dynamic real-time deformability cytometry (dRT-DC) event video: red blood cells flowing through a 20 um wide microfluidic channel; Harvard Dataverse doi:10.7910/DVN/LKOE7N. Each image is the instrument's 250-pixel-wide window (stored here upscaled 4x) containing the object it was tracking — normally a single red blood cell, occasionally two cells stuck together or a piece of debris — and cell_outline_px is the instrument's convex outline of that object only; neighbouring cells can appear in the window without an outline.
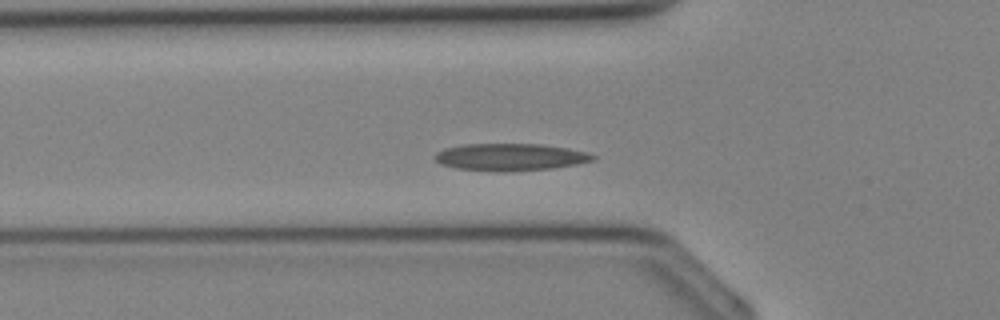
{"species": "Egyptian fruit bat (a non-hibernating species)", "species_latin": "Rousettus aegyptiacus", "temperature_condition": "cold", "stored_images_in_passage": 32, "camera_frame_rate_fps": 3000, "um_per_image_px": 0.085, "animal": {"sex": "female"}, "frame": {"image": 1, "passage_image": 8, "time_ms": 2.333, "image_size_px": [1000, 320], "cell_outline_px": [[596, 156], [592, 160], [576, 164], [552, 168], [504, 172], [500, 172], [456, 168], [440, 164], [432, 156], [436, 152], [448, 148], [464, 144], [540, 144], [568, 148], [584, 152]], "centroid_in_image_um": [43.32, 13.35], "position_along_channel_um": 82.5, "area_um2": 24.85}}
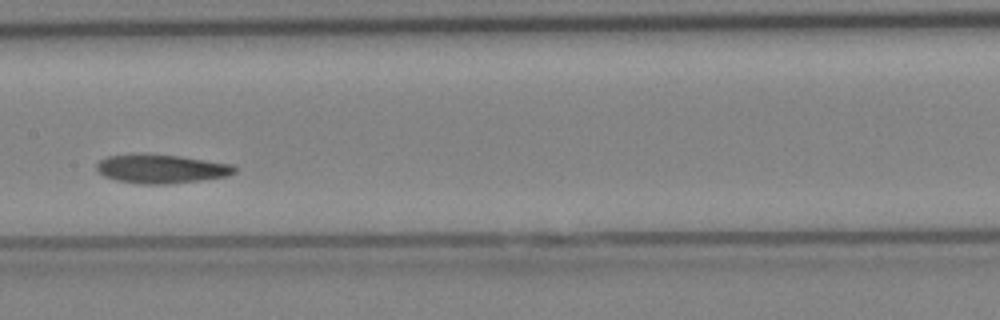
{"frame": {"image": 2, "passage_image": 14, "time_ms": 4.333, "image_size_px": [1000, 320], "cell_outline_px": [[236, 172], [228, 176], [200, 180], [168, 184], [140, 184], [116, 180], [104, 176], [96, 168], [96, 164], [100, 160], [108, 156], [180, 156], [232, 164], [236, 168]], "centroid_in_image_um": [13.76, 14.39], "position_along_channel_um": 193.6, "area_um2": 22.43}}
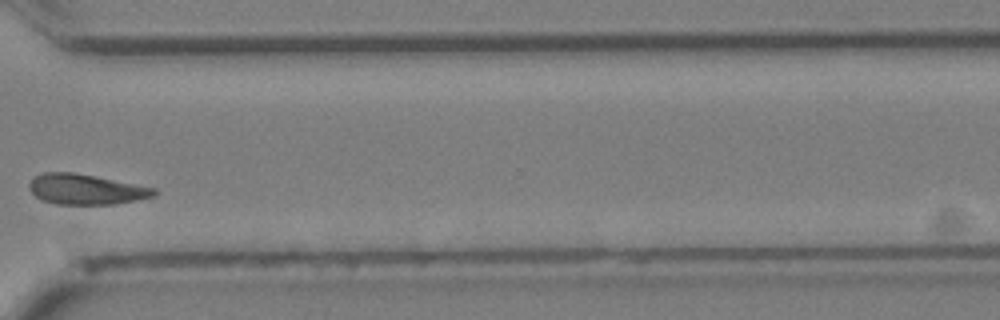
{"frame": {"image": 3, "passage_image": 23, "time_ms": 7.333, "image_size_px": [1000, 320], "cell_outline_px": [[156, 196], [116, 204], [56, 204], [40, 200], [28, 188], [28, 184], [36, 176], [44, 172], [72, 172], [96, 176], [156, 188]], "centroid_in_image_um": [7.3, 16.09], "position_along_channel_um": 363.3, "area_um2": 22.08}}